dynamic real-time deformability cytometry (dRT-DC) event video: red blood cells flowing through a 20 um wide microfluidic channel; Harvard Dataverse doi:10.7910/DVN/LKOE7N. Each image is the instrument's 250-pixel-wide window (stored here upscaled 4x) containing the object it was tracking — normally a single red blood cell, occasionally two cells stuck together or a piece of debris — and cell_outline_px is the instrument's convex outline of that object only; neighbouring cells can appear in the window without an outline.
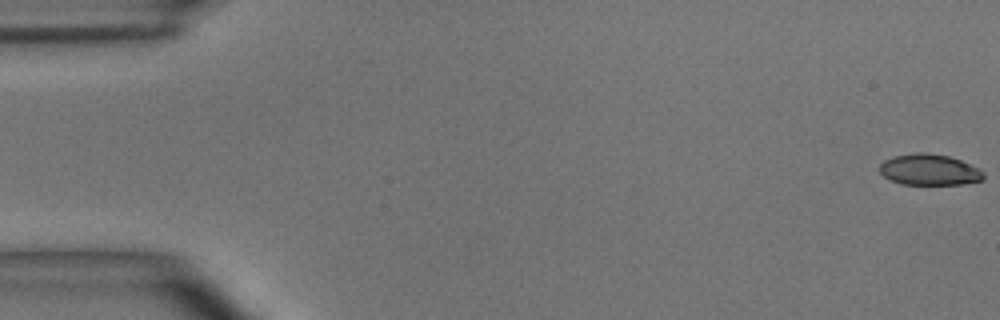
{"species": "common noctule bat (a hibernating species)", "species_latin": "Nyctalus noctula", "temperature_condition": "room temperature", "stored_images_in_passage": 55, "camera_frame_rate_fps": 3000, "um_per_image_px": 0.085, "animal": {"sex": "male", "body_mass_g": 15.6}, "frame": {"image": 1, "passage_image": 1, "time_ms": 0.0, "image_size_px": [1000, 320], "cell_outline_px": [[984, 180], [964, 184], [900, 184], [884, 176], [880, 172], [880, 164], [884, 160], [892, 156], [916, 152], [924, 152], [948, 156], [960, 160], [980, 168], [984, 172]], "centroid_in_image_um": [79.01, 14.42], "position_along_channel_um": 6.0, "area_um2": 18.9}}
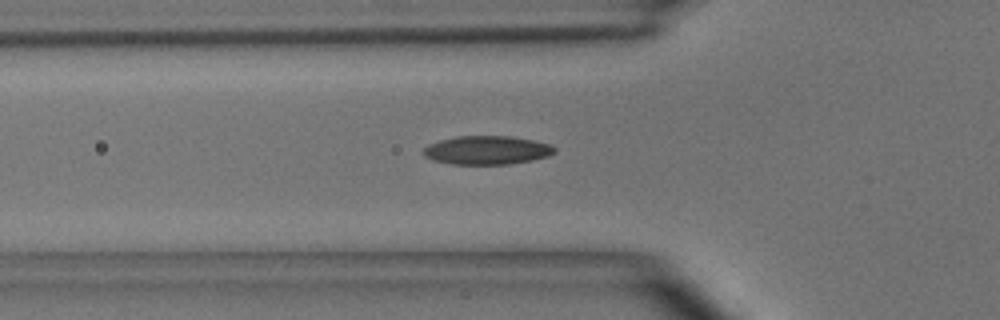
{"frame": {"image": 2, "passage_image": 19, "time_ms": 6.0, "image_size_px": [1000, 320], "cell_outline_px": [[556, 152], [548, 156], [532, 160], [508, 164], [452, 164], [432, 160], [424, 156], [420, 152], [428, 144], [440, 140], [456, 136], [512, 136], [532, 140], [548, 144], [556, 148]], "centroid_in_image_um": [41.35, 12.76], "position_along_channel_um": 84.5, "area_um2": 21.96}}
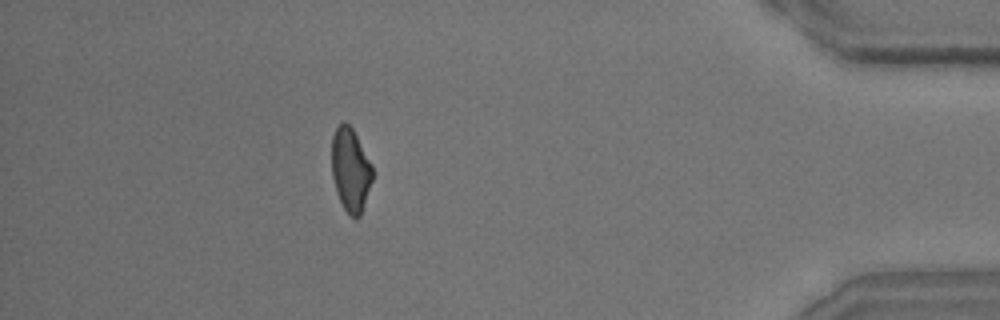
{"frame": {"image": 3, "passage_image": 49, "time_ms": 16.0, "image_size_px": [1000, 320], "cell_outline_px": [[372, 180], [360, 216], [348, 216], [336, 192], [332, 176], [332, 136], [336, 128], [344, 120], [352, 128], [372, 164]], "centroid_in_image_um": [29.78, 14.42], "position_along_channel_um": 405.4, "area_um2": 19.65}, "authors_computed_cell_mechanics": {"area_um2": 20.519, "velocity_mm_per_s": 3.6811, "shape_relaxation_time_tau1_ms": 4.7849, "shape_relaxation_time_tau2_ms": 3.0961, "deformation_change_tau1": 0.1439, "deformation_change_tau2": 0.0903}}